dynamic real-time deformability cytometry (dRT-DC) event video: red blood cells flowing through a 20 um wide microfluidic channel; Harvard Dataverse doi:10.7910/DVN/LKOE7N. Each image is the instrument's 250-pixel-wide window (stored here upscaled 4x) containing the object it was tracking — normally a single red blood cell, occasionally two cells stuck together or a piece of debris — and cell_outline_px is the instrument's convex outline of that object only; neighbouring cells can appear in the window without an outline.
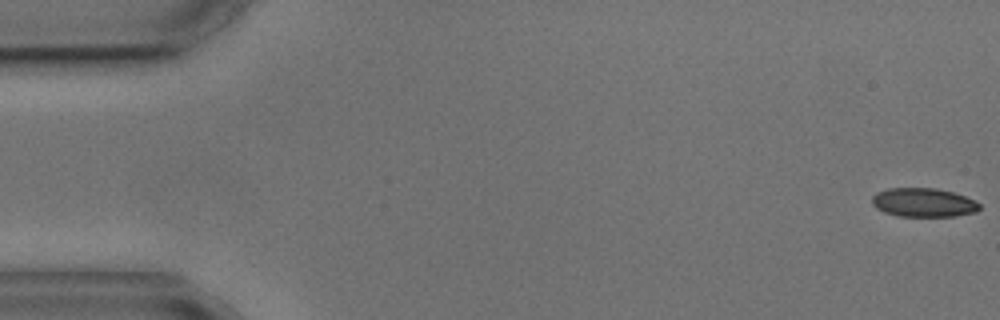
{"species": "common noctule bat (a hibernating species)", "species_latin": "Nyctalus noctula", "temperature_condition": "cold", "stored_images_in_passage": 5, "camera_frame_rate_fps": 3000, "um_per_image_px": 0.085, "animal": {"sex": "male", "body_mass_g": 17.9, "forearm_length_mm": 54.2}, "frame": {"image": 1, "passage_image": 1, "time_ms": 0.0, "image_size_px": [1000, 320], "cell_outline_px": [[980, 208], [976, 212], [956, 216], [900, 216], [884, 212], [876, 208], [872, 204], [872, 196], [876, 192], [888, 188], [936, 188], [952, 192], [976, 200], [980, 204]], "centroid_in_image_um": [78.49, 17.21], "position_along_channel_um": 6.5, "area_um2": 18.15}}
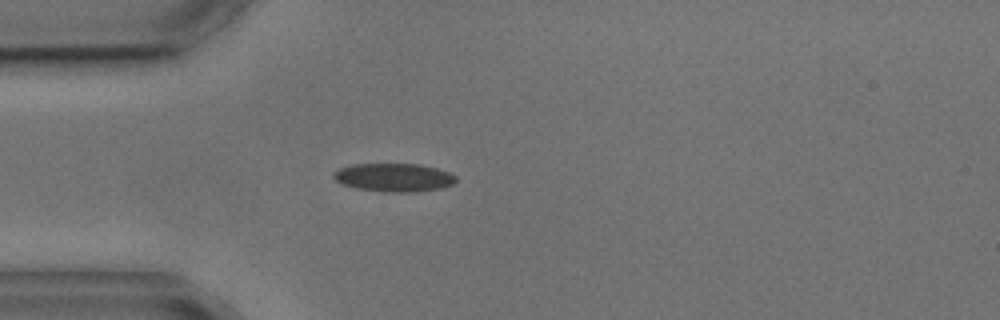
{"frame": {"image": 2, "passage_image": 5, "time_ms": 4.667, "image_size_px": [1000, 320], "cell_outline_px": [[456, 180], [452, 184], [440, 188], [412, 192], [392, 192], [356, 188], [344, 184], [336, 180], [332, 176], [332, 172], [340, 168], [352, 164], [420, 164], [452, 172], [456, 176]], "centroid_in_image_um": [33.49, 15.07], "position_along_channel_um": 51.5, "area_um2": 20.11}}